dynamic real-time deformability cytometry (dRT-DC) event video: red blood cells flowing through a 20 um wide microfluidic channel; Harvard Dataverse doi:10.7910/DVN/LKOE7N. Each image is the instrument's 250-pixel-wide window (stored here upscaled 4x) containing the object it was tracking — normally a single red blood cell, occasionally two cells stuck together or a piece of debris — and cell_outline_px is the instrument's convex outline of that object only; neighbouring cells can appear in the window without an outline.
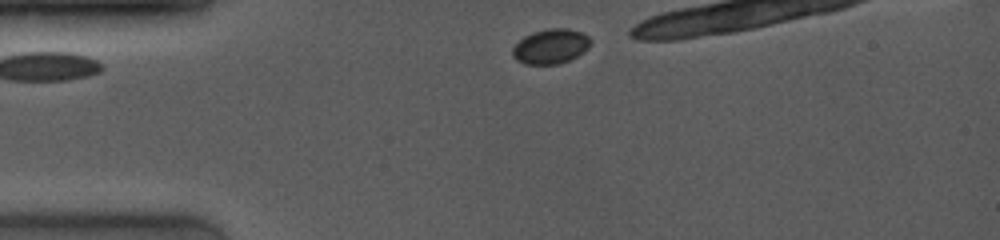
{"species": "common noctule bat (a hibernating species)", "species_latin": "Nyctalus noctula", "temperature_condition": "room temperature", "stored_images_in_passage": 7, "camera_frame_rate_fps": 4000, "um_per_image_px": 0.085, "animal": {"sex": "female", "body_mass_g": 19.0, "forearm_length_mm": 53.3}, "frame": {"image": 1, "passage_image": 1, "time_ms": 0.0, "image_size_px": [1000, 240], "cell_outline_px": [[592, 40], [588, 48], [576, 56], [560, 64], [524, 64], [516, 60], [512, 56], [512, 48], [524, 36], [532, 32], [548, 28], [568, 28], [580, 32], [588, 36]], "centroid_in_image_um": [46.79, 3.94], "position_along_channel_um": 38.2, "area_um2": 15.84}}